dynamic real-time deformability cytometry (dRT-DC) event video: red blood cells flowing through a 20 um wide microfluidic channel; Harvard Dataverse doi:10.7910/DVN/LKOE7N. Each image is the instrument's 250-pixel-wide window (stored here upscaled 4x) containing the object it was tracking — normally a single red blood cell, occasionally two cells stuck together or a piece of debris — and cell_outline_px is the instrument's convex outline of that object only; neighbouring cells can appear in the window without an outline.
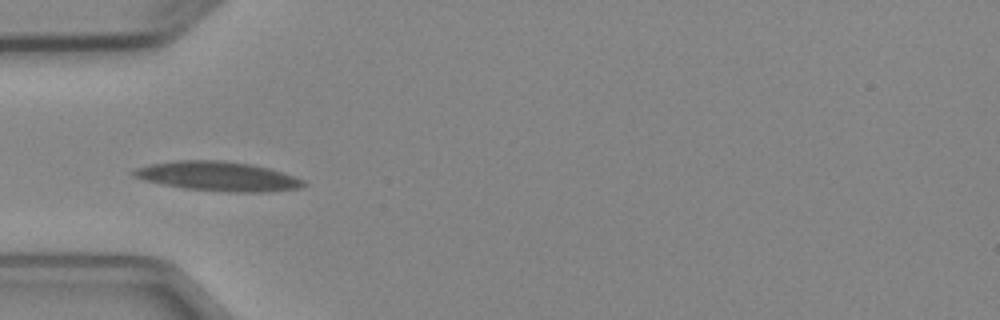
{"species": "Egyptian fruit bat (a non-hibernating species)", "species_latin": "Rousettus aegyptiacus", "temperature_condition": "cold", "stored_images_in_passage": 7, "camera_frame_rate_fps": 3000, "um_per_image_px": 0.085, "animal": {"sex": "female"}, "frame": {"image": 1, "passage_image": 4, "time_ms": 3.667, "image_size_px": [1000, 320], "cell_outline_px": [[308, 184], [300, 188], [268, 192], [228, 192], [184, 188], [160, 184], [144, 180], [132, 176], [132, 172], [136, 168], [148, 164], [176, 160], [224, 160], [252, 164], [268, 168], [304, 180]], "centroid_in_image_um": [18.5, 14.98], "position_along_channel_um": 66.5, "area_um2": 29.25}}